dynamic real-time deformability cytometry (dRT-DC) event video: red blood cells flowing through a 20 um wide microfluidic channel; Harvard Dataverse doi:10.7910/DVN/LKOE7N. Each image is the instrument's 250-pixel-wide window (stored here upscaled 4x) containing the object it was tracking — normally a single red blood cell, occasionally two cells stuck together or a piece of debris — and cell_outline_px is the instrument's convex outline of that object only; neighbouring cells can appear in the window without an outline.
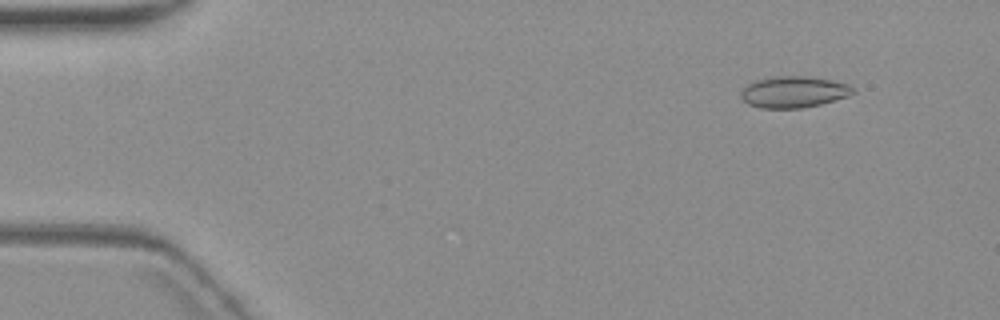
{"species": "common noctule bat (a hibernating species)", "species_latin": "Nyctalus noctula", "temperature_condition": "warm", "stored_images_in_passage": 10, "camera_frame_rate_fps": 3000, "um_per_image_px": 0.085, "animal": {"sex": "female", "body_mass_g": 19.3, "forearm_length_mm": 54.1}, "frame": {"image": 1, "passage_image": 2, "time_ms": 1.0, "image_size_px": [1000, 320], "cell_outline_px": [[856, 92], [848, 96], [820, 104], [800, 108], [760, 108], [748, 104], [740, 96], [740, 92], [752, 80], [772, 76], [808, 76], [832, 80], [848, 84], [856, 88]], "centroid_in_image_um": [67.46, 7.8], "position_along_channel_um": 17.5, "area_um2": 20.69}}
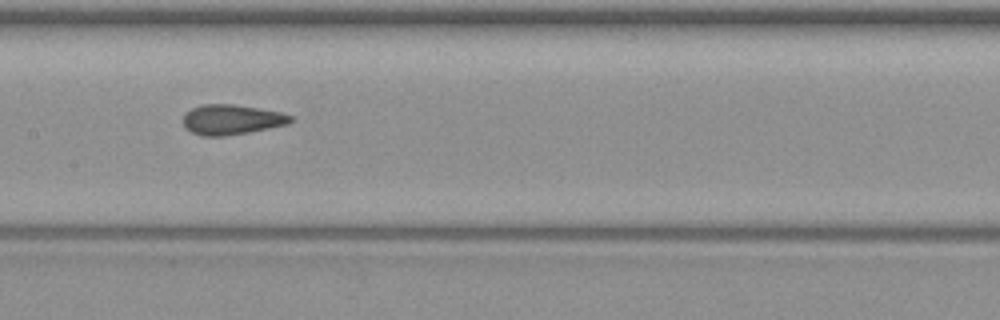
{"frame": {"image": 2, "passage_image": 7, "time_ms": 8.667, "image_size_px": [1000, 320], "cell_outline_px": [[292, 120], [288, 124], [248, 132], [224, 136], [200, 136], [192, 132], [184, 124], [184, 116], [192, 108], [200, 104], [232, 104], [280, 112], [292, 116]], "centroid_in_image_um": [19.68, 10.16], "position_along_channel_um": 187.7, "area_um2": 18.5}}
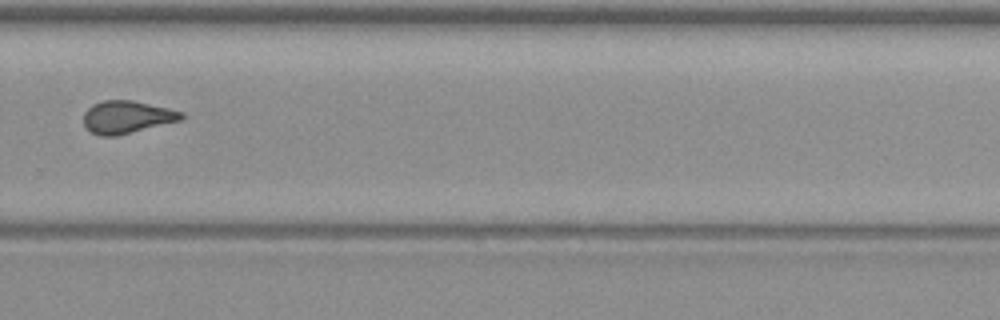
{"frame": {"image": 3, "passage_image": 10, "time_ms": 12.333, "image_size_px": [1000, 320], "cell_outline_px": [[184, 120], [116, 136], [100, 136], [92, 132], [84, 124], [84, 112], [92, 104], [104, 100], [132, 100], [168, 108], [184, 112]], "centroid_in_image_um": [10.82, 9.95], "position_along_channel_um": 319.0, "area_um2": 18.67}}